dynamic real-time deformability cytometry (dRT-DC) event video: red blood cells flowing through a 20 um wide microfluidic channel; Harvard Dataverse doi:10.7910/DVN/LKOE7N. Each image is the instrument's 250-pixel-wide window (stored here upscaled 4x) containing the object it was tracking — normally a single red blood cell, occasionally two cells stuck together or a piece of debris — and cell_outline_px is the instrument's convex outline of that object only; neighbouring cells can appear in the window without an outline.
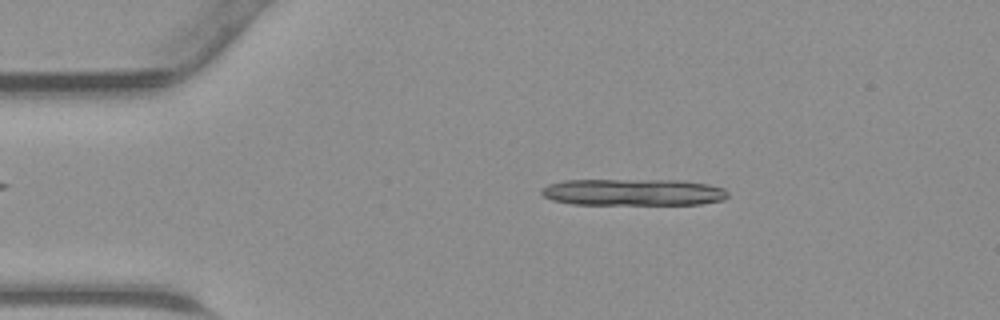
{"species": "common noctule bat (a hibernating species)", "species_latin": "Nyctalus noctula", "temperature_condition": "warm", "stored_images_in_passage": 44, "camera_frame_rate_fps": 3000, "um_per_image_px": 0.085, "animal": {"sex": "male", "body_mass_g": 23.1, "forearm_length_mm": 52.7}, "frame": {"image": 1, "passage_image": 7, "time_ms": 2.0, "image_size_px": [1000, 320], "cell_outline_px": [[728, 196], [724, 200], [700, 204], [572, 204], [552, 200], [544, 196], [540, 192], [540, 188], [548, 184], [564, 180], [680, 180], [708, 184], [724, 188], [728, 192]], "centroid_in_image_um": [53.81, 16.33], "position_along_channel_um": 31.2, "area_um2": 29.19}}
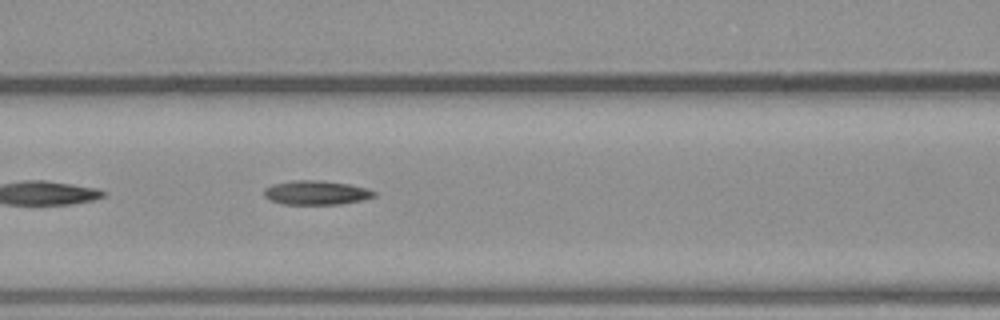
{"frame": {"image": 2, "passage_image": 18, "time_ms": 5.667, "image_size_px": [1000, 320], "cell_outline_px": [[376, 196], [360, 200], [340, 204], [280, 204], [268, 200], [264, 196], [264, 188], [272, 184], [292, 180], [324, 180], [348, 184], [368, 188], [376, 192]], "centroid_in_image_um": [26.84, 16.37], "position_along_channel_um": 139.8, "area_um2": 15.66}}
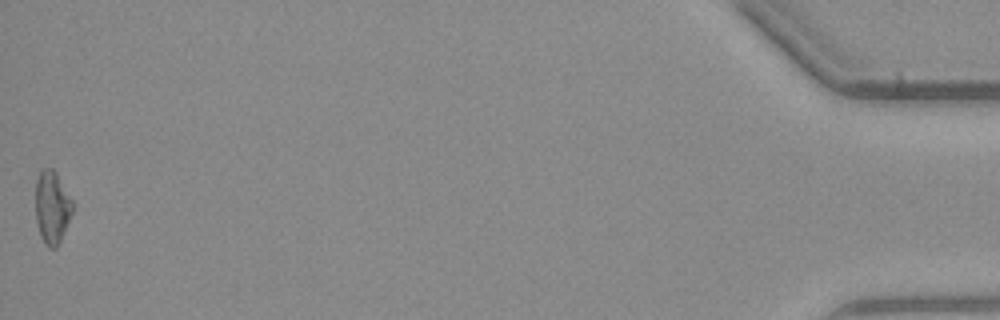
{"frame": {"image": 3, "passage_image": 44, "time_ms": 14.333, "image_size_px": [1000, 320], "cell_outline_px": [[72, 212], [60, 244], [56, 248], [48, 248], [44, 244], [40, 236], [36, 220], [36, 180], [40, 172], [44, 168], [52, 168], [56, 172], [72, 200]], "centroid_in_image_um": [4.42, 17.66], "position_along_channel_um": 430.8, "area_um2": 15.72}}